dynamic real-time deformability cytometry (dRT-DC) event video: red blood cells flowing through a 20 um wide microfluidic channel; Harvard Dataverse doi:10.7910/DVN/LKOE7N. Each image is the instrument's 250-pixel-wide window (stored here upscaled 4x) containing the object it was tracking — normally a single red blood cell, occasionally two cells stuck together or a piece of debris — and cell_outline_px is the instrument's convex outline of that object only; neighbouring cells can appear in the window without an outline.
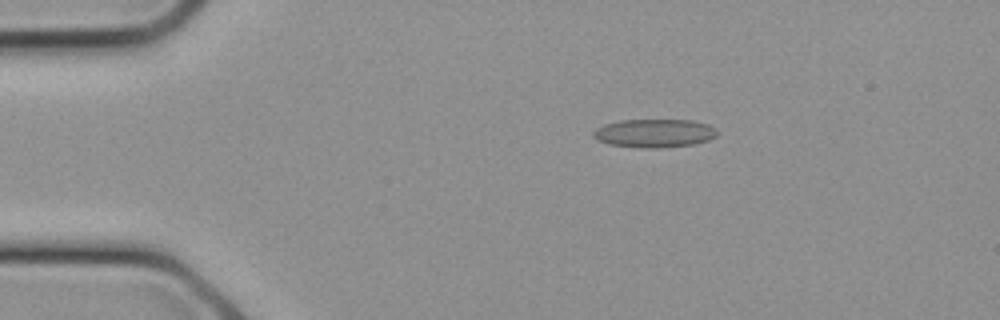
{"species": "common noctule bat (a hibernating species)", "species_latin": "Nyctalus noctula", "temperature_condition": "cold", "stored_images_in_passage": 6, "camera_frame_rate_fps": 3000, "um_per_image_px": 0.085, "animal": {"sex": "female", "body_mass_g": 21.9}, "frame": {"image": 1, "passage_image": 3, "time_ms": 0.667, "image_size_px": [1000, 320], "cell_outline_px": [[716, 136], [708, 140], [696, 144], [656, 148], [640, 148], [608, 144], [596, 140], [592, 136], [592, 132], [596, 128], [604, 124], [620, 120], [692, 120], [708, 124], [716, 128]], "centroid_in_image_um": [55.59, 11.32], "position_along_channel_um": 29.4, "area_um2": 20.69}}